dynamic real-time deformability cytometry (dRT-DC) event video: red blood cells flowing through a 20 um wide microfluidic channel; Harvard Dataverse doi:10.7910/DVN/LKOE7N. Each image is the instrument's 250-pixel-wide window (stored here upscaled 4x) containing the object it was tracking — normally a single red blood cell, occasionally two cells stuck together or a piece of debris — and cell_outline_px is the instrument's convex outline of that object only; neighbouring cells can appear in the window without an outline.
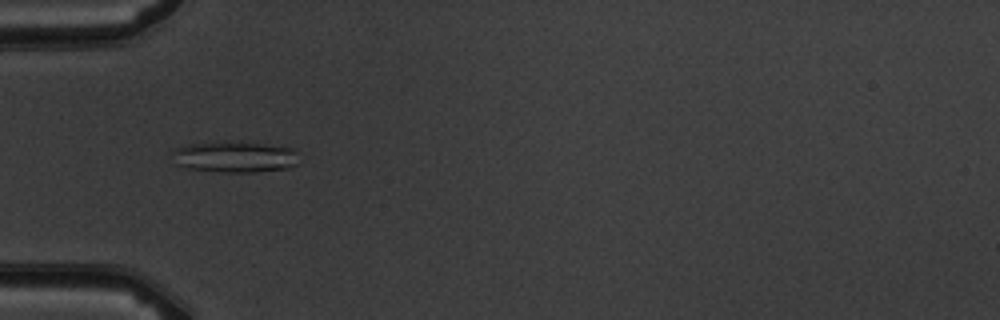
{"species": "common noctule bat (a hibernating species)", "species_latin": "Nyctalus noctula", "temperature_condition": "warm", "stored_images_in_passage": 8, "camera_frame_rate_fps": 3000, "um_per_image_px": 0.085, "animal": {"sex": "male", "body_mass_g": 19.5, "forearm_length_mm": 54.6}, "frame": {"image": 1, "passage_image": 6, "time_ms": 5.667, "image_size_px": [1000, 320], "cell_outline_px": [[296, 164], [288, 168], [252, 172], [224, 172], [188, 168], [176, 164], [168, 152], [172, 148], [188, 144], [224, 140], [228, 140], [264, 144], [292, 148], [296, 152]], "centroid_in_image_um": [19.84, 13.31], "position_along_channel_um": 65.2, "area_um2": 23.35}}